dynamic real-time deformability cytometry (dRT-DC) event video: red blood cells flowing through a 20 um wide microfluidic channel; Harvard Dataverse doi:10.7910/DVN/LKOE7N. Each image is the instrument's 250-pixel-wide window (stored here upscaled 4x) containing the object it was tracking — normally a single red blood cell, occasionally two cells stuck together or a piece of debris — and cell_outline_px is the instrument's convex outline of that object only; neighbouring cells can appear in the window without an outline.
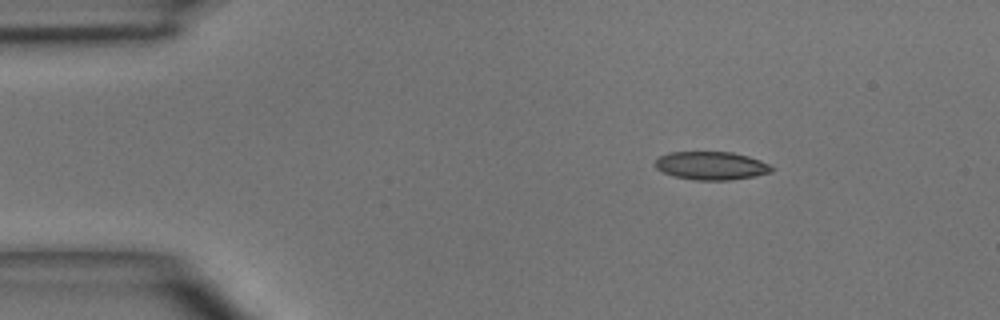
{"species": "common noctule bat (a hibernating species)", "species_latin": "Nyctalus noctula", "temperature_condition": "room temperature", "stored_images_in_passage": 6, "camera_frame_rate_fps": 3000, "um_per_image_px": 0.085, "animal": {"sex": "male", "body_mass_g": 15.6}, "frame": {"image": 1, "passage_image": 1, "time_ms": 0.0, "image_size_px": [1000, 320], "cell_outline_px": [[772, 172], [752, 176], [728, 180], [696, 180], [676, 176], [664, 172], [656, 168], [656, 160], [660, 156], [668, 152], [732, 152], [748, 156], [760, 160], [768, 164], [772, 168]], "centroid_in_image_um": [60.45, 14.07], "position_along_channel_um": 24.5, "area_um2": 18.84}}
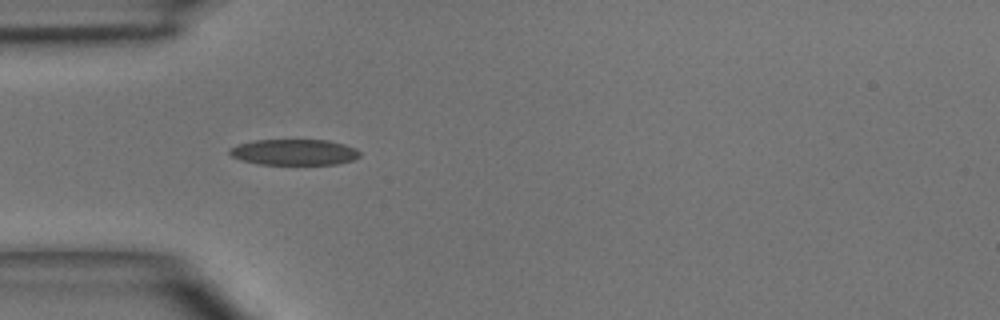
{"frame": {"image": 2, "passage_image": 3, "time_ms": 2.333, "image_size_px": [1000, 320], "cell_outline_px": [[360, 156], [356, 160], [336, 164], [260, 164], [244, 160], [232, 156], [228, 152], [228, 148], [240, 144], [256, 140], [328, 140], [344, 144], [356, 148], [360, 152]], "centroid_in_image_um": [25.06, 12.93], "position_along_channel_um": 59.9, "area_um2": 19.59}}